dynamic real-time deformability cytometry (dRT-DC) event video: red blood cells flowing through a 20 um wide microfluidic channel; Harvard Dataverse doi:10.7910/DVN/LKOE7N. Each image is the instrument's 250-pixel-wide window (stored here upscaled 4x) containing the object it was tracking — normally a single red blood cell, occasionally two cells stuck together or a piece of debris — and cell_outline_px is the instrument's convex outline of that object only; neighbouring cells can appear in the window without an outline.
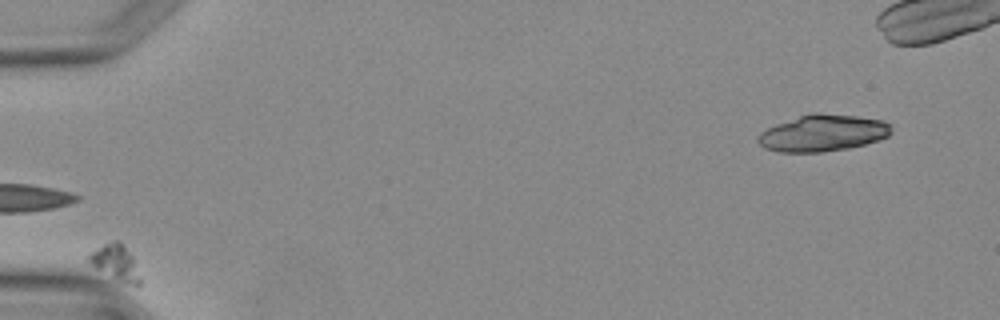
{"species": "Egyptian fruit bat (a non-hibernating species)", "species_latin": "Rousettus aegyptiacus", "temperature_condition": "warm", "stored_images_in_passage": 9, "camera_frame_rate_fps": 3000, "um_per_image_px": 0.085, "animal": {"sex": "female"}, "frame": {"image": 1, "passage_image": 3, "time_ms": 3.333, "image_size_px": [1000, 320], "cell_outline_px": [[140, 288], [120, 280], [96, 268], [84, 260], [84, 256], [104, 244], [112, 240], [120, 240], [124, 244], [132, 256], [140, 280]], "centroid_in_image_um": [9.77, 22.27], "position_along_channel_um": 75.2, "area_um2": 10.52}}